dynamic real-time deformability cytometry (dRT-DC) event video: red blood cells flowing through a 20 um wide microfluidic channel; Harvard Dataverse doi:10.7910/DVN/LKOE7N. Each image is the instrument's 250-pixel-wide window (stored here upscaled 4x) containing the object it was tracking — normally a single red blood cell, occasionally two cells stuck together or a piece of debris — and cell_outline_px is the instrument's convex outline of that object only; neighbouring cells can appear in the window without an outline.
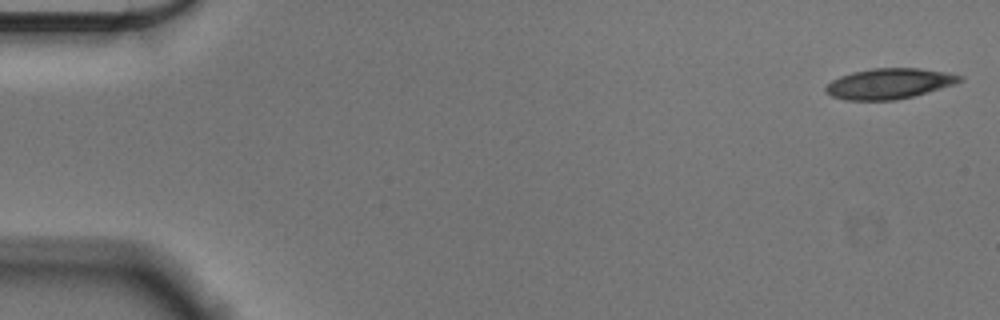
{"species": "Egyptian fruit bat (a non-hibernating species)", "species_latin": "Rousettus aegyptiacus", "temperature_condition": "cold", "stored_images_in_passage": 55, "camera_frame_rate_fps": 3000, "um_per_image_px": 0.085, "animal": {"sex": "male"}, "frame": {"image": 1, "passage_image": 1, "time_ms": 0.0, "image_size_px": [1000, 320], "cell_outline_px": [[964, 80], [956, 84], [912, 96], [896, 100], [844, 100], [832, 96], [824, 92], [824, 88], [832, 80], [840, 76], [852, 72], [872, 68], [920, 68], [944, 72], [964, 76]], "centroid_in_image_um": [75.57, 7.1], "position_along_channel_um": 9.4, "area_um2": 23.87}}
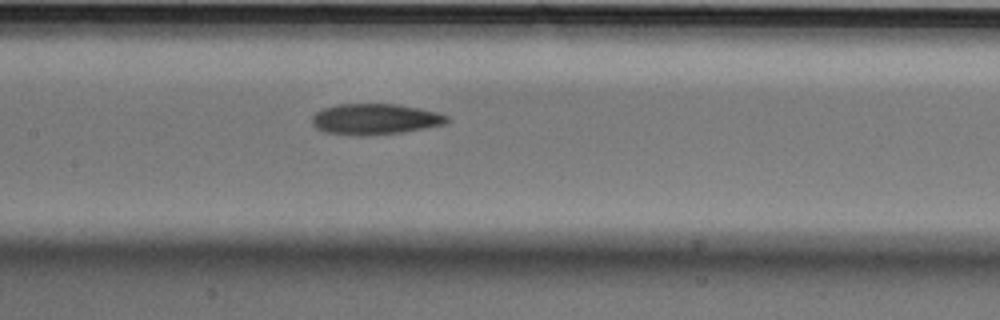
{"frame": {"image": 2, "passage_image": 26, "time_ms": 8.333, "image_size_px": [1000, 320], "cell_outline_px": [[448, 124], [400, 132], [368, 136], [352, 136], [324, 132], [316, 128], [312, 124], [312, 116], [316, 112], [324, 108], [336, 104], [396, 104], [436, 112], [448, 116]], "centroid_in_image_um": [31.84, 10.14], "position_along_channel_um": 175.6, "area_um2": 24.33}}
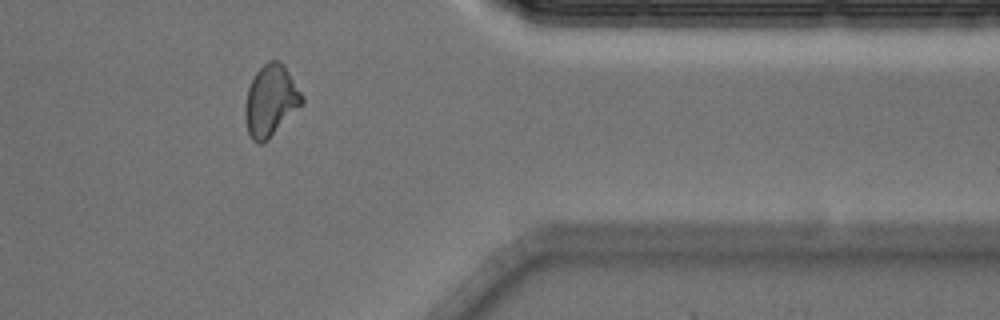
{"frame": {"image": 3, "passage_image": 45, "time_ms": 14.667, "image_size_px": [1000, 320], "cell_outline_px": [[304, 104], [268, 140], [260, 144], [256, 144], [252, 140], [248, 132], [244, 116], [244, 104], [248, 88], [256, 72], [268, 60], [280, 60], [284, 64], [304, 96]], "centroid_in_image_um": [23.02, 8.57], "position_along_channel_um": 388.4, "area_um2": 24.04}, "authors_computed_cell_mechanics": {"area_um2": 23.8714, "velocity_mm_per_s": 3.5967, "shape_relaxation_time_tau1_ms": null, "shape_relaxation_time_tau2_ms": 5.7772, "deformation_change_tau1": null, "deformation_change_tau2": 0.1136}}